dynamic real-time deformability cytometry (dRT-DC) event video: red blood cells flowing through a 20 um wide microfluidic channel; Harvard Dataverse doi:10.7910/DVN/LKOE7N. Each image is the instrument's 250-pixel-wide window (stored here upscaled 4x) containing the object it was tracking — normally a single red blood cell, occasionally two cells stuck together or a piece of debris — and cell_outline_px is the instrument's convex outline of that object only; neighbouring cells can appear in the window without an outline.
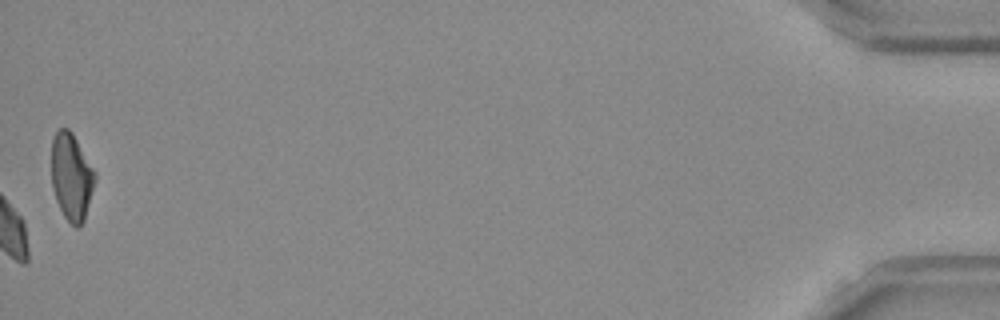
{"species": "Egyptian fruit bat (a non-hibernating species)", "species_latin": "Rousettus aegyptiacus", "temperature_condition": "room temperature", "stored_images_in_passage": 39, "camera_frame_rate_fps": 3000, "um_per_image_px": 0.085, "frame": {"image": 1, "passage_image": 39, "time_ms": 12.667, "image_size_px": [1000, 320], "cell_outline_px": [[96, 180], [84, 220], [76, 228], [64, 216], [56, 200], [52, 188], [52, 140], [56, 132], [60, 128], [68, 128], [72, 132], [96, 172]], "centroid_in_image_um": [6.08, 15.01], "position_along_channel_um": 429.1, "area_um2": 21.96}}